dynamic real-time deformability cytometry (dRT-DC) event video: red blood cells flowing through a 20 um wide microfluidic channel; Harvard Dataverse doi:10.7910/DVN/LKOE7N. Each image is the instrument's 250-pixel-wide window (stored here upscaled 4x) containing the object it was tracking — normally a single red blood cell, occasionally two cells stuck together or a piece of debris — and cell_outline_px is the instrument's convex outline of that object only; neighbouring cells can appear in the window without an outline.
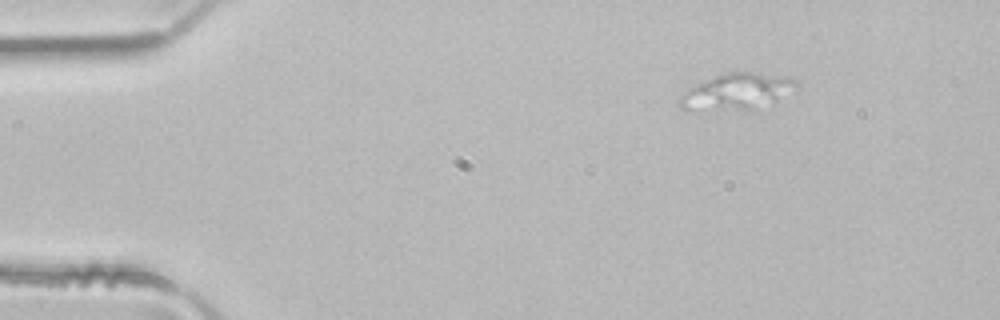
{"species": "common noctule bat (a hibernating species)", "species_latin": "Nyctalus noctula", "temperature_condition": "room temperature", "stored_images_in_passage": 4, "camera_frame_rate_fps": 3000, "um_per_image_px": 0.085, "animal": {"sex": "male", "body_mass_g": 21.5, "forearm_length_mm": 52.0}, "frame": {"image": 1, "passage_image": 1, "time_ms": 0.0, "image_size_px": [1000, 320], "cell_outline_px": [[796, 84], [772, 104], [752, 108], [680, 108], [676, 104], [680, 96], [696, 84], [716, 76], [728, 72], [752, 72], [792, 76], [796, 80]], "centroid_in_image_um": [62.65, 7.73], "position_along_channel_um": 22.4, "area_um2": 23.47}}